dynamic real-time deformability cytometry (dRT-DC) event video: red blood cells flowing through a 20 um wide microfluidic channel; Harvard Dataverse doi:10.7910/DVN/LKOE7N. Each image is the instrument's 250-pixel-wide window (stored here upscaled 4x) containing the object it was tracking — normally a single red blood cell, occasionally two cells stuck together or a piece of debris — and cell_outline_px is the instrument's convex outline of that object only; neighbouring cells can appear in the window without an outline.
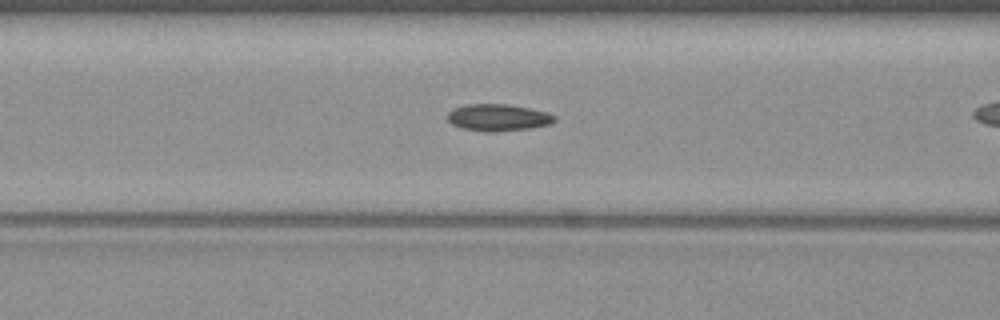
{"species": "common noctule bat (a hibernating species)", "species_latin": "Nyctalus noctula", "temperature_condition": "warm", "stored_images_in_passage": 20, "camera_frame_rate_fps": 3000, "um_per_image_px": 0.085, "animal": {"sex": "female", "body_mass_g": 19.3, "forearm_length_mm": 54.1}, "frame": {"image": 1, "passage_image": 12, "time_ms": 3.667, "image_size_px": [1000, 320], "cell_outline_px": [[556, 120], [548, 124], [532, 128], [496, 132], [484, 132], [460, 128], [452, 124], [448, 120], [448, 112], [452, 108], [468, 104], [508, 104], [548, 112], [556, 116]], "centroid_in_image_um": [42.32, 9.99], "position_along_channel_um": 124.3, "area_um2": 16.94}}
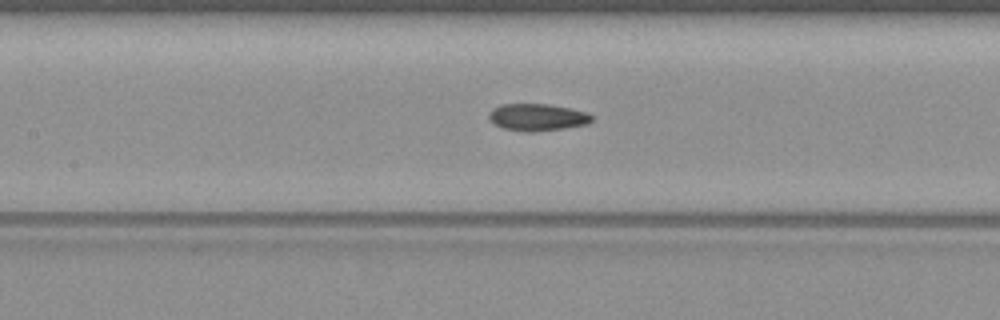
{"frame": {"image": 2, "passage_image": 15, "time_ms": 4.667, "image_size_px": [1000, 320], "cell_outline_px": [[592, 120], [588, 124], [564, 128], [532, 132], [524, 132], [504, 128], [496, 124], [488, 116], [488, 112], [492, 108], [500, 104], [548, 104], [572, 108], [588, 112], [592, 116]], "centroid_in_image_um": [45.69, 9.95], "position_along_channel_um": 161.7, "area_um2": 16.3}}